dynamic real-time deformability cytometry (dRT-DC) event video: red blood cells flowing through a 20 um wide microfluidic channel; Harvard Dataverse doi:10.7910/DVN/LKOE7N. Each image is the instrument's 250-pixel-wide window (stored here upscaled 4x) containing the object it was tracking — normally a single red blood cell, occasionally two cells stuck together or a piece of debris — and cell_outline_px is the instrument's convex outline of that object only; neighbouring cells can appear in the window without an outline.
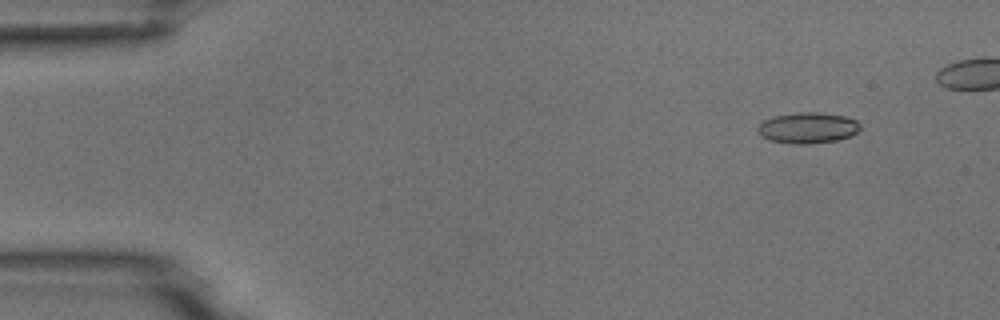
{"species": "common noctule bat (a hibernating species)", "species_latin": "Nyctalus noctula", "temperature_condition": "room temperature", "stored_images_in_passage": 6, "camera_frame_rate_fps": 3000, "um_per_image_px": 0.085, "animal": {"sex": "male", "body_mass_g": 18.8}, "frame": {"image": 1, "passage_image": 2, "time_ms": 1.0, "image_size_px": [1000, 320], "cell_outline_px": [[860, 128], [856, 132], [848, 136], [836, 140], [808, 144], [792, 144], [772, 140], [760, 136], [756, 128], [764, 120], [772, 116], [800, 112], [816, 112], [848, 116], [856, 120], [860, 124]], "centroid_in_image_um": [68.64, 10.86], "position_along_channel_um": 16.4, "area_um2": 18.44}}